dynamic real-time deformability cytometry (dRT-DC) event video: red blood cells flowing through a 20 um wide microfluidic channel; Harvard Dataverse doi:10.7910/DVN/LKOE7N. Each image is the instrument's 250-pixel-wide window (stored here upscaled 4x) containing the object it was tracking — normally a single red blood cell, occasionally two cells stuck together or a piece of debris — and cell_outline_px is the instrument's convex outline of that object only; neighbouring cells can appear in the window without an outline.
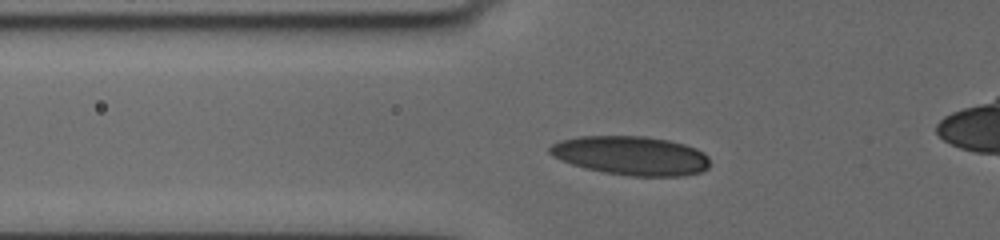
{"species": "human", "species_latin": "Homo sapiens", "temperature_condition": "cold", "stored_images_in_passage": 14, "camera_frame_rate_fps": 3000, "um_per_image_px": 0.085, "donor": {"sex": "female"}, "frame": {"image": 1, "passage_image": 8, "time_ms": 3.333, "image_size_px": [1000, 240], "cell_outline_px": [[708, 168], [700, 172], [684, 176], [632, 176], [604, 172], [584, 168], [572, 164], [552, 156], [548, 152], [548, 148], [552, 144], [560, 140], [580, 136], [644, 136], [668, 140], [684, 144], [696, 148], [704, 152], [708, 156]], "centroid_in_image_um": [53.64, 13.22], "position_along_channel_um": 72.2, "area_um2": 36.41}}
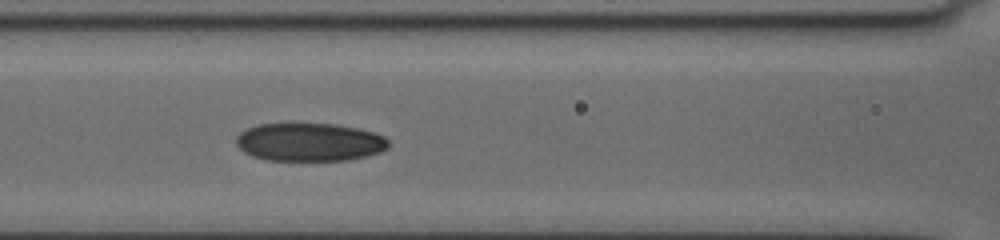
{"frame": {"image": 2, "passage_image": 12, "time_ms": 5.333, "image_size_px": [1000, 240], "cell_outline_px": [[388, 148], [380, 152], [368, 156], [348, 160], [264, 160], [252, 156], [244, 152], [236, 144], [236, 136], [240, 132], [248, 128], [260, 124], [336, 124], [356, 128], [372, 132], [384, 136], [388, 140]], "centroid_in_image_um": [26.3, 12.09], "position_along_channel_um": 140.3, "area_um2": 33.87}}
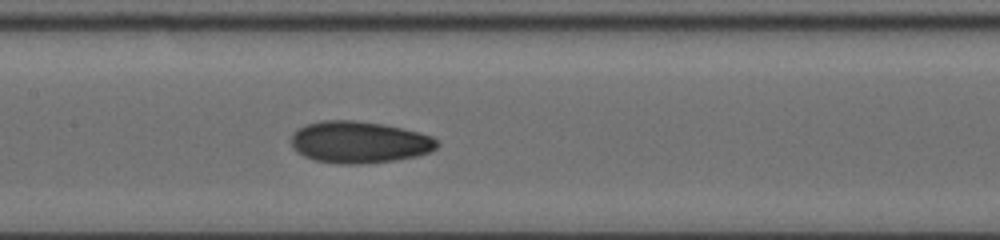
{"frame": {"image": 3, "passage_image": 14, "time_ms": 6.333, "image_size_px": [1000, 240], "cell_outline_px": [[440, 144], [432, 152], [416, 156], [392, 160], [364, 164], [340, 164], [316, 160], [304, 156], [296, 152], [292, 148], [292, 136], [300, 128], [308, 124], [324, 120], [352, 120], [380, 124], [400, 128], [432, 136]], "centroid_in_image_um": [30.54, 12.1], "position_along_channel_um": 176.9, "area_um2": 35.2}}